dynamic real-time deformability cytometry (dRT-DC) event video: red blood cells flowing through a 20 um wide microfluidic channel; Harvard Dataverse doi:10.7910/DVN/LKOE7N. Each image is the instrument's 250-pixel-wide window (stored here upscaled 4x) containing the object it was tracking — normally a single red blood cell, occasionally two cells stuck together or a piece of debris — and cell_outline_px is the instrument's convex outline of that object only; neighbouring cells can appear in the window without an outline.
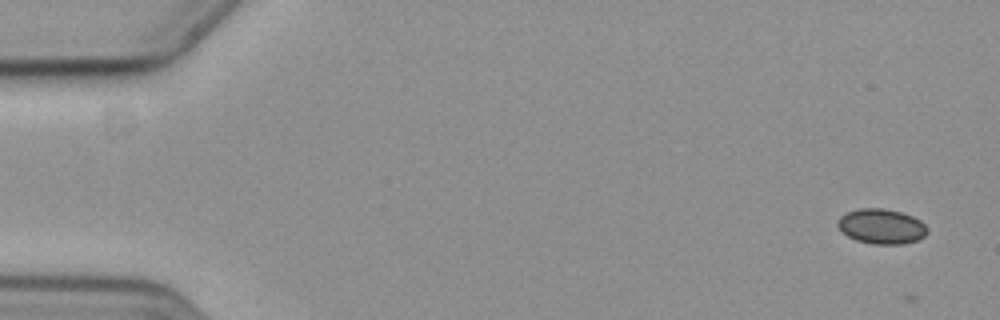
{"species": "common noctule bat (a hibernating species)", "species_latin": "Nyctalus noctula", "temperature_condition": "cold", "stored_images_in_passage": 2, "camera_frame_rate_fps": 3000, "um_per_image_px": 0.085, "animal": {"sex": "female", "body_mass_g": 19.3, "forearm_length_mm": 54.1}, "frame": {"image": 1, "passage_image": 1, "time_ms": 0.0, "image_size_px": [1000, 320], "cell_outline_px": [[928, 232], [924, 236], [916, 240], [904, 244], [872, 244], [856, 240], [848, 236], [836, 224], [840, 216], [848, 212], [860, 208], [880, 208], [900, 212], [912, 216], [920, 220], [928, 228]], "centroid_in_image_um": [74.93, 19.25], "position_along_channel_um": 10.1, "area_um2": 18.15}}